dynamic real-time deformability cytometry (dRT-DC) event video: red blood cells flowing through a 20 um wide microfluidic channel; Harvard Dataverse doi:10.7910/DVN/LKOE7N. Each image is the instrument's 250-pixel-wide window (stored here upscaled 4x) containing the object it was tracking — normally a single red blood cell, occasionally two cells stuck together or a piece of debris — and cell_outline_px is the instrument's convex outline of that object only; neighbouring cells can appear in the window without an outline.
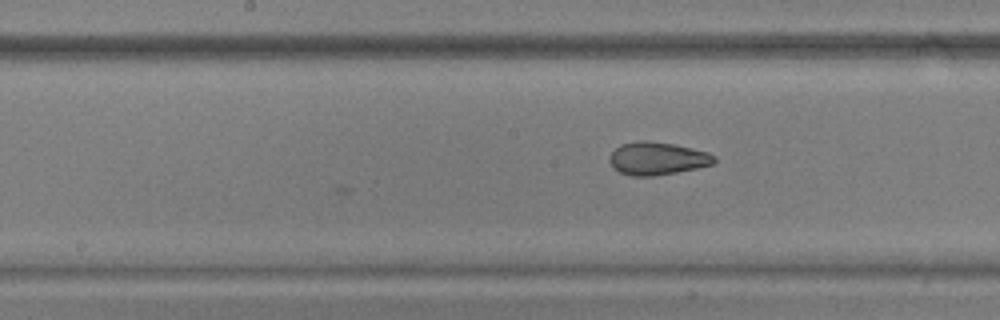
{"species": "common noctule bat (a hibernating species)", "species_latin": "Nyctalus noctula", "temperature_condition": "warm", "stored_images_in_passage": 11, "camera_frame_rate_fps": 3000, "um_per_image_px": 0.085, "animal": {"sex": "male", "body_mass_g": 17.9, "forearm_length_mm": 54.2}, "frame": {"image": 1, "passage_image": 11, "time_ms": 3.333, "image_size_px": [1000, 320], "cell_outline_px": [[716, 160], [712, 164], [696, 168], [676, 172], [652, 176], [632, 176], [620, 172], [612, 168], [608, 160], [612, 152], [620, 144], [640, 140], [644, 140], [672, 144], [692, 148], [708, 152], [716, 156]], "centroid_in_image_um": [55.84, 13.47], "position_along_channel_um": 192.4, "area_um2": 20.0}}